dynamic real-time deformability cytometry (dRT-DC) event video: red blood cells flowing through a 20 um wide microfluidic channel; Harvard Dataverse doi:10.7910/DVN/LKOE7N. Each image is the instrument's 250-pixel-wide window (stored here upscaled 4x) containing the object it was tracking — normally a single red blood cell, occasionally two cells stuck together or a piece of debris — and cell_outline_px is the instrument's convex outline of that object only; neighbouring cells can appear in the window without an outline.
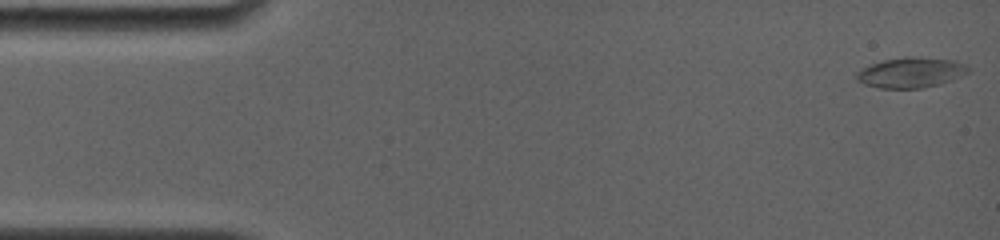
{"species": "common noctule bat (a hibernating species)", "species_latin": "Nyctalus noctula", "temperature_condition": "room temperature", "stored_images_in_passage": 87, "camera_frame_rate_fps": 4000, "um_per_image_px": 0.085, "animal": {"sex": "female", "body_mass_g": 19.0, "forearm_length_mm": 56.7}, "frame": {"image": 1, "passage_image": 1, "time_ms": 0.0, "image_size_px": [1000, 240], "cell_outline_px": [[968, 72], [960, 76], [940, 84], [920, 88], [880, 88], [864, 84], [856, 80], [856, 72], [872, 64], [884, 60], [904, 56], [912, 56], [956, 60], [964, 64], [968, 68]], "centroid_in_image_um": [77.41, 6.16], "position_along_channel_um": 7.6, "area_um2": 19.59}}
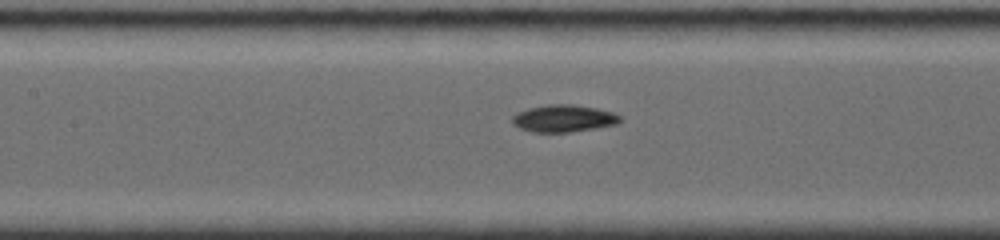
{"frame": {"image": 2, "passage_image": 43, "time_ms": 7.25, "image_size_px": [1000, 240], "cell_outline_px": [[620, 120], [616, 124], [596, 128], [568, 132], [532, 132], [520, 128], [512, 124], [512, 116], [516, 112], [528, 108], [548, 104], [572, 104], [596, 108], [612, 112], [620, 116]], "centroid_in_image_um": [47.86, 10.06], "position_along_channel_um": 159.5, "area_um2": 17.05}}
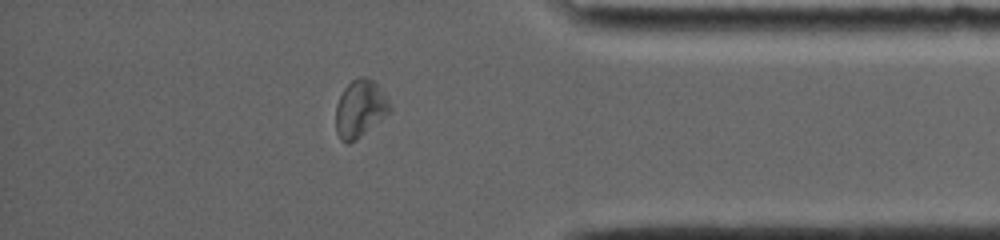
{"frame": {"image": 3, "passage_image": 78, "time_ms": 14.0, "image_size_px": [1000, 240], "cell_outline_px": [[392, 108], [380, 120], [356, 140], [348, 144], [344, 144], [340, 140], [336, 132], [336, 104], [344, 88], [352, 80], [360, 76], [364, 76], [372, 80], [384, 92]], "centroid_in_image_um": [30.58, 9.25], "position_along_channel_um": 404.6, "area_um2": 17.98}, "authors_computed_cell_mechanics": {"area_um2": 17.34, "velocity_mm_per_s": 3.772, "shape_relaxation_time_tau1_ms": 3.6672, "shape_relaxation_time_tau2_ms": 5.5297, "deformation_change_tau1": 0.1334, "deformation_change_tau2": 0.1035}}